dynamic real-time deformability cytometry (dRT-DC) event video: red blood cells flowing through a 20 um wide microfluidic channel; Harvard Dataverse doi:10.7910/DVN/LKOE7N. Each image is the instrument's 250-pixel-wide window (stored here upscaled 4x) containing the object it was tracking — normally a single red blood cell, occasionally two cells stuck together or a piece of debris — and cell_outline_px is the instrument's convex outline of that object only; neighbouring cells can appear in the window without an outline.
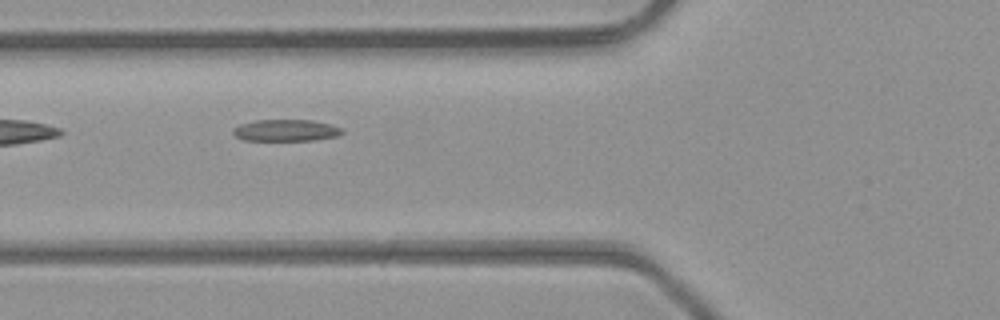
{"species": "common noctule bat (a hibernating species)", "species_latin": "Nyctalus noctula", "temperature_condition": "room temperature", "stored_images_in_passage": 6, "camera_frame_rate_fps": 3000, "um_per_image_px": 0.085, "animal": {"sex": "male", "body_mass_g": 23.1, "forearm_length_mm": 52.7}, "frame": {"image": 1, "passage_image": 5, "time_ms": 1.333, "image_size_px": [1000, 320], "cell_outline_px": [[344, 132], [340, 136], [316, 140], [244, 140], [236, 136], [232, 132], [232, 128], [240, 124], [256, 120], [312, 120], [332, 124], [344, 128]], "centroid_in_image_um": [24.37, 11.07], "position_along_channel_um": 101.4, "area_um2": 13.99}}
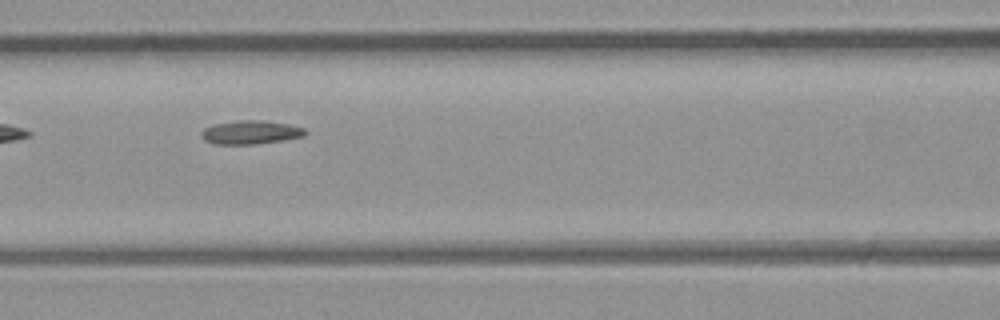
{"frame": {"image": 2, "passage_image": 6, "time_ms": 1.667, "image_size_px": [1000, 320], "cell_outline_px": [[308, 132], [304, 136], [284, 140], [256, 144], [216, 144], [204, 140], [200, 132], [204, 128], [212, 124], [240, 120], [264, 120], [288, 124], [304, 128]], "centroid_in_image_um": [21.3, 11.24], "position_along_channel_um": 145.3, "area_um2": 14.39}}